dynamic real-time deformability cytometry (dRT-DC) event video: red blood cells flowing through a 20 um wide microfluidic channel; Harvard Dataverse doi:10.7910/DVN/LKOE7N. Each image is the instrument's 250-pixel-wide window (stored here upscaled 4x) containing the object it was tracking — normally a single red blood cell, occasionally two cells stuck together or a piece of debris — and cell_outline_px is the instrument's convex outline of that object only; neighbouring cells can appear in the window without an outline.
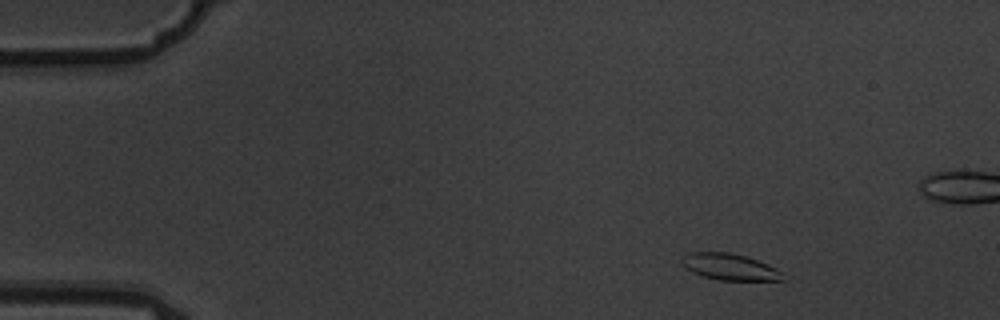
{"species": "common noctule bat (a hibernating species)", "species_latin": "Nyctalus noctula", "temperature_condition": "warm", "stored_images_in_passage": 4, "camera_frame_rate_fps": 3000, "um_per_image_px": 0.085, "animal": {"sex": "male", "body_mass_g": 19.5, "forearm_length_mm": 54.6}, "frame": {"image": 1, "passage_image": 1, "time_ms": 0.0, "image_size_px": [1000, 320], "cell_outline_px": [[788, 280], [716, 280], [700, 276], [684, 268], [680, 260], [688, 252], [728, 252], [744, 256], [756, 260], [776, 268], [784, 272]], "centroid_in_image_um": [62.02, 22.7], "position_along_channel_um": 23.0, "area_um2": 15.78}}